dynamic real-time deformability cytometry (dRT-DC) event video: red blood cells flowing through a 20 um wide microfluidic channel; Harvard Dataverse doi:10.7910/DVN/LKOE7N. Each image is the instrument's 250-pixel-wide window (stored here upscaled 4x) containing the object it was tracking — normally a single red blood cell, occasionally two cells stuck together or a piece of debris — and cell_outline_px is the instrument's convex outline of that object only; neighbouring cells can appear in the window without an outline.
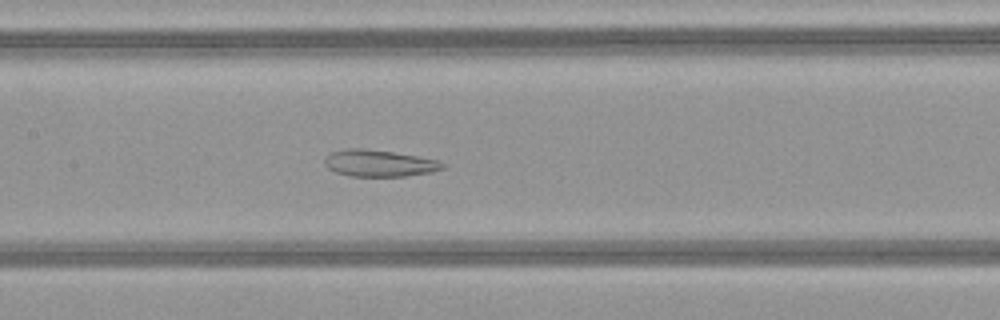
{"species": "common noctule bat (a hibernating species)", "species_latin": "Nyctalus noctula", "temperature_condition": "warm", "stored_images_in_passage": 50, "camera_frame_rate_fps": 3000, "um_per_image_px": 0.085, "animal": {"sex": "female", "body_mass_g": 21.9}, "frame": {"image": 1, "passage_image": 24, "time_ms": 7.667, "image_size_px": [1000, 320], "cell_outline_px": [[444, 168], [432, 172], [404, 176], [348, 176], [336, 172], [328, 168], [324, 164], [324, 156], [332, 152], [344, 148], [364, 148], [392, 152], [440, 160], [444, 164]], "centroid_in_image_um": [32.2, 13.87], "position_along_channel_um": 175.2, "area_um2": 18.44}}
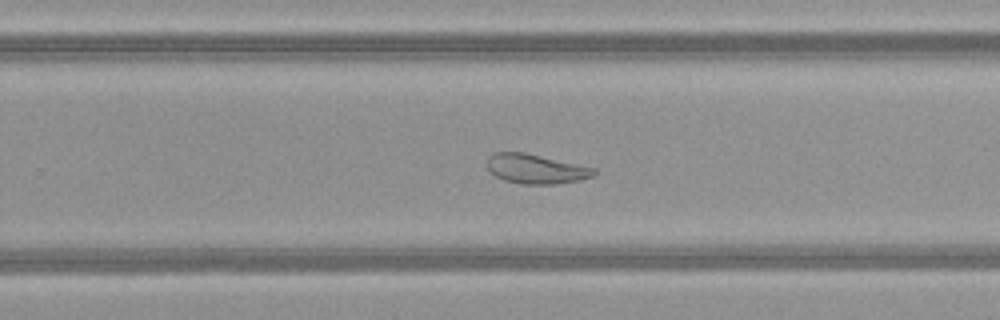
{"frame": {"image": 2, "passage_image": 32, "time_ms": 10.333, "image_size_px": [1000, 320], "cell_outline_px": [[596, 172], [592, 176], [580, 180], [556, 184], [520, 184], [504, 180], [496, 176], [488, 168], [488, 156], [496, 152], [524, 152], [596, 168]], "centroid_in_image_um": [45.56, 14.36], "position_along_channel_um": 284.2, "area_um2": 18.26}}
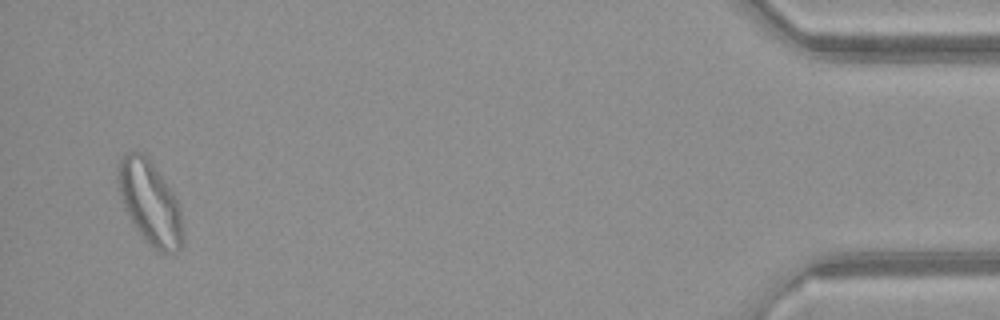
{"frame": {"image": 3, "passage_image": 48, "time_ms": 15.667, "image_size_px": [1000, 320], "cell_outline_px": [[184, 240], [180, 248], [176, 252], [160, 252], [148, 244], [144, 240], [132, 224], [124, 208], [120, 196], [116, 180], [116, 168], [124, 152], [144, 152], [172, 192], [180, 208]], "centroid_in_image_um": [12.71, 17.23], "position_along_channel_um": 422.5, "area_um2": 31.73}, "authors_computed_cell_mechanics": {"area_um2": 26.8481, "velocity_mm_per_s": 4.122, "shape_relaxation_time_tau1_ms": null, "shape_relaxation_time_tau2_ms": 1.9064, "deformation_change_tau1": null, "deformation_change_tau2": 0.0917}}